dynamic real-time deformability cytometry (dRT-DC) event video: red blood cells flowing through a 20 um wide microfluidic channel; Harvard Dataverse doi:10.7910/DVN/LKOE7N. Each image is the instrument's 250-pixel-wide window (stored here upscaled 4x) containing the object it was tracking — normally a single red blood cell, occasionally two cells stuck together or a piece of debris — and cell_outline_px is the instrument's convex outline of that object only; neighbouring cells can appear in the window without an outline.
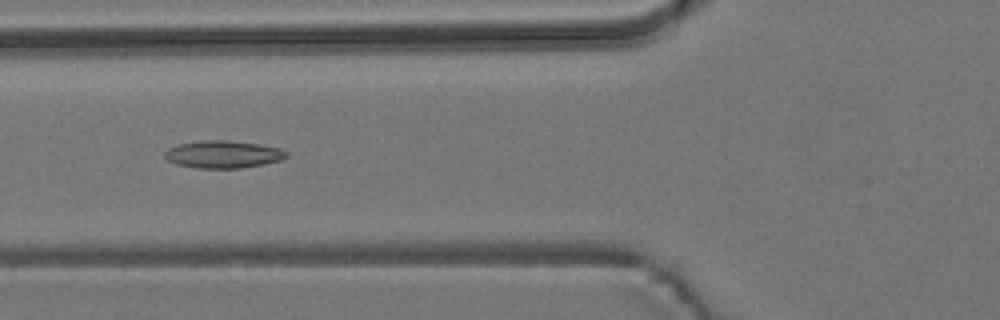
{"species": "common noctule bat (a hibernating species)", "species_latin": "Nyctalus noctula", "temperature_condition": "room temperature", "stored_images_in_passage": 8, "camera_frame_rate_fps": 3000, "um_per_image_px": 0.085, "animal": {"sex": "male", "body_mass_g": 19.2, "forearm_length_mm": 51.8}, "frame": {"image": 1, "passage_image": 6, "time_ms": 5.667, "image_size_px": [1000, 320], "cell_outline_px": [[288, 156], [280, 160], [264, 164], [240, 168], [196, 168], [176, 164], [168, 160], [164, 156], [164, 152], [168, 148], [180, 144], [200, 140], [224, 140], [260, 144], [276, 148], [288, 152]], "centroid_in_image_um": [18.94, 13.12], "position_along_channel_um": 106.9, "area_um2": 19.36}}
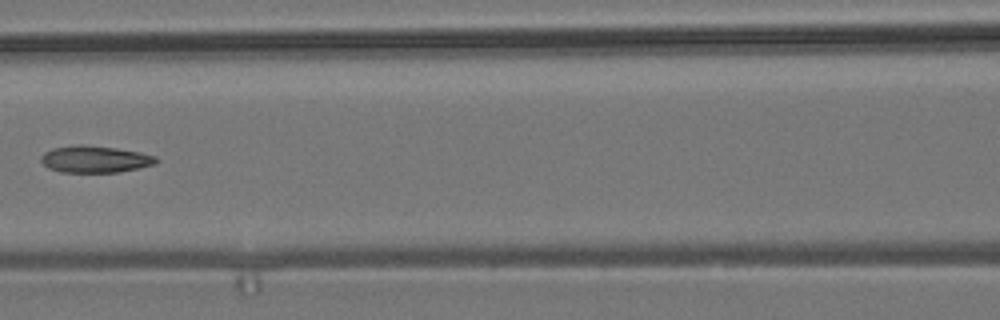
{"frame": {"image": 2, "passage_image": 7, "time_ms": 7.0, "image_size_px": [1000, 320], "cell_outline_px": [[160, 160], [156, 164], [120, 172], [60, 172], [48, 168], [40, 160], [40, 156], [44, 152], [52, 148], [76, 144], [84, 144], [116, 148], [140, 152], [156, 156]], "centroid_in_image_um": [8.07, 13.52], "position_along_channel_um": 158.5, "area_um2": 18.26}}
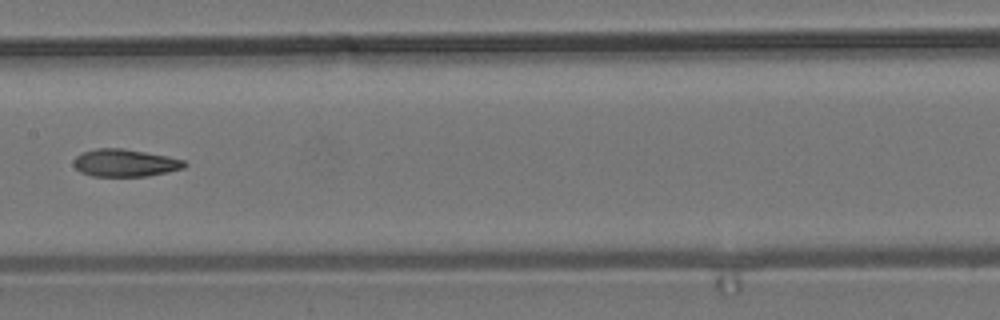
{"frame": {"image": 3, "passage_image": 8, "time_ms": 8.0, "image_size_px": [1000, 320], "cell_outline_px": [[188, 164], [184, 168], [168, 172], [148, 176], [92, 176], [80, 172], [72, 164], [72, 160], [76, 156], [84, 152], [96, 148], [120, 148], [168, 156], [184, 160]], "centroid_in_image_um": [10.62, 13.85], "position_along_channel_um": 196.8, "area_um2": 17.8}}